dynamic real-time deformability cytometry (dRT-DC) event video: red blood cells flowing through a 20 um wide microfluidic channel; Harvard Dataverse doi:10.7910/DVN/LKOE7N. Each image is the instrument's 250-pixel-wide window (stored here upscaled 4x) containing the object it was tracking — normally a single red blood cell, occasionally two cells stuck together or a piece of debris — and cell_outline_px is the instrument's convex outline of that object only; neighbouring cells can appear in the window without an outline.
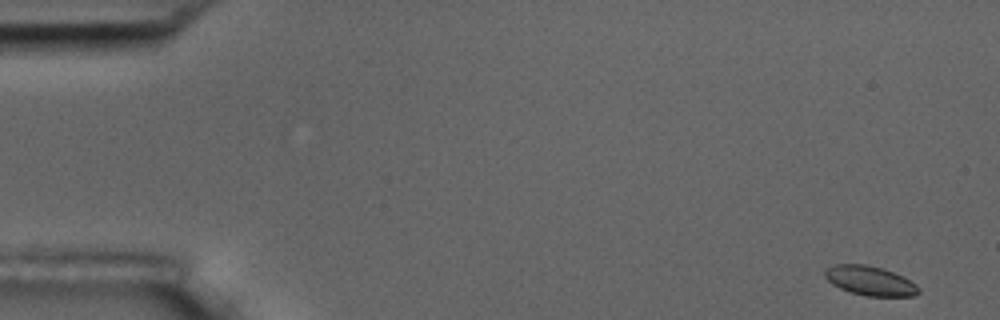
{"species": "common noctule bat (a hibernating species)", "species_latin": "Nyctalus noctula", "temperature_condition": "room temperature", "stored_images_in_passage": 16, "camera_frame_rate_fps": 3000, "um_per_image_px": 0.085, "animal": {"sex": "male", "body_mass_g": 17.5, "forearm_length_mm": 52.3}, "frame": {"image": 1, "passage_image": 1, "time_ms": 0.0, "image_size_px": [1000, 320], "cell_outline_px": [[920, 292], [916, 296], [864, 296], [840, 288], [832, 284], [824, 276], [824, 268], [836, 264], [868, 264], [892, 272], [916, 284], [920, 288]], "centroid_in_image_um": [73.93, 23.86], "position_along_channel_um": 11.1, "area_um2": 16.01}}
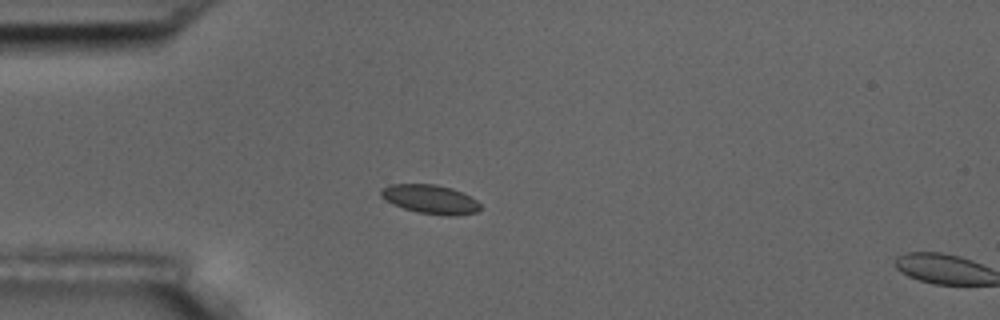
{"frame": {"image": 2, "passage_image": 14, "time_ms": 4.333, "image_size_px": [1000, 320], "cell_outline_px": [[480, 208], [476, 212], [456, 216], [448, 216], [416, 212], [392, 204], [380, 196], [380, 188], [388, 184], [436, 184], [452, 188], [476, 200], [480, 204]], "centroid_in_image_um": [36.53, 16.93], "position_along_channel_um": 48.5, "area_um2": 16.82}}